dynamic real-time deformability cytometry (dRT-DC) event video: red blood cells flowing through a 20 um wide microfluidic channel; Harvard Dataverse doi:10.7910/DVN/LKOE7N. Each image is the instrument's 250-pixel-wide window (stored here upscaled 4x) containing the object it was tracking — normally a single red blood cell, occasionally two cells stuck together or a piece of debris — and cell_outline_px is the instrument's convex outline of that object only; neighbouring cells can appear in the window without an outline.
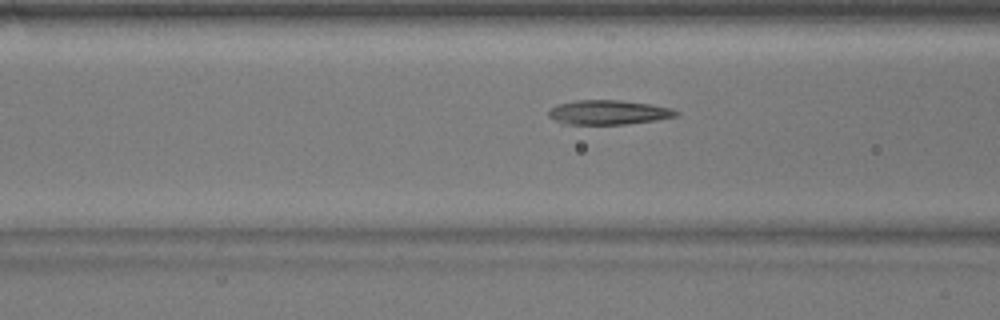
{"species": "common noctule bat (a hibernating species)", "species_latin": "Nyctalus noctula", "temperature_condition": "warm", "stored_images_in_passage": 51, "camera_frame_rate_fps": 3000, "um_per_image_px": 0.085, "animal": {"sex": "male", "body_mass_g": 17.9}, "frame": {"image": 1, "passage_image": 19, "time_ms": 6.0, "image_size_px": [1000, 320], "cell_outline_px": [[680, 112], [676, 116], [656, 120], [624, 124], [560, 124], [548, 116], [548, 112], [556, 104], [576, 100], [620, 100], [648, 104], [672, 108]], "centroid_in_image_um": [51.68, 9.55], "position_along_channel_um": 114.9, "area_um2": 18.15}}
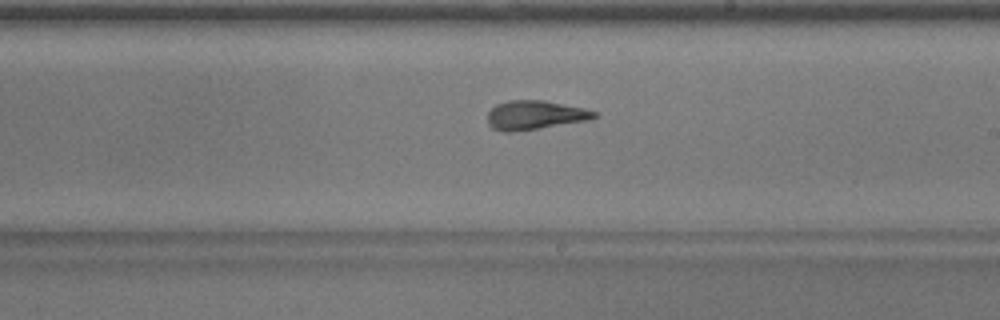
{"frame": {"image": 2, "passage_image": 29, "time_ms": 9.333, "image_size_px": [1000, 320], "cell_outline_px": [[600, 116], [592, 120], [512, 132], [504, 132], [488, 128], [488, 112], [496, 104], [508, 100], [544, 100], [584, 108], [596, 112]], "centroid_in_image_um": [45.47, 9.79], "position_along_channel_um": 243.5, "area_um2": 18.32}}
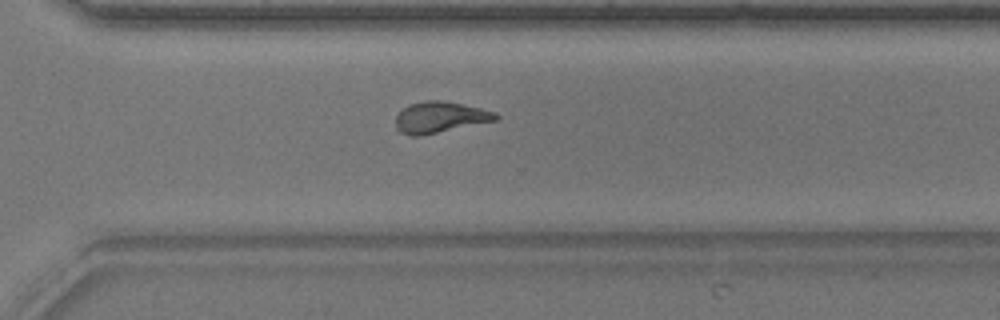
{"frame": {"image": 3, "passage_image": 36, "time_ms": 11.667, "image_size_px": [1000, 320], "cell_outline_px": [[500, 116], [496, 120], [420, 136], [412, 136], [400, 132], [396, 128], [396, 116], [408, 104], [428, 100], [440, 100], [480, 108], [496, 112]], "centroid_in_image_um": [37.38, 9.97], "position_along_channel_um": 333.2, "area_um2": 17.92}, "authors_computed_cell_mechanics": {"area_um2": 18.3226, "velocity_mm_per_s": 3.8641, "shape_relaxation_time_tau1_ms": 10.9183, "shape_relaxation_time_tau2_ms": 2.0993, "deformation_change_tau1": 0.3399, "deformation_change_tau2": 0.1055}}